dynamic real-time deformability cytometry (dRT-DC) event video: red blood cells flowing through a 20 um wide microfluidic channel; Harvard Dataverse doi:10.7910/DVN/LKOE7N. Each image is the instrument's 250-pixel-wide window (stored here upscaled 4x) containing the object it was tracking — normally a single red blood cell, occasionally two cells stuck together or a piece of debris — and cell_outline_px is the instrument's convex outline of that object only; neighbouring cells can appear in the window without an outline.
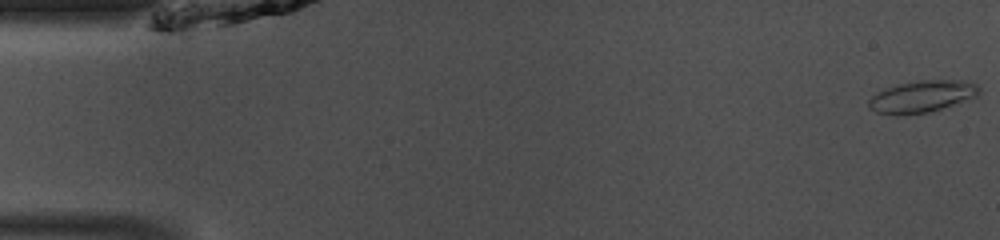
{"species": "common noctule bat (a hibernating species)", "species_latin": "Nyctalus noctula", "temperature_condition": "room temperature", "stored_images_in_passage": 48, "camera_frame_rate_fps": 3000, "um_per_image_px": 0.085, "animal": {"sex": "male", "body_mass_g": 13.0, "forearm_length_mm": 53.1}, "frame": {"image": 1, "passage_image": 1, "time_ms": 0.0, "image_size_px": [1000, 240], "cell_outline_px": [[980, 92], [976, 96], [928, 112], [876, 112], [868, 108], [868, 100], [872, 96], [888, 88], [900, 84], [920, 80], [968, 80], [976, 84], [980, 88]], "centroid_in_image_um": [78.43, 8.15], "position_along_channel_um": 6.6, "area_um2": 19.48}}
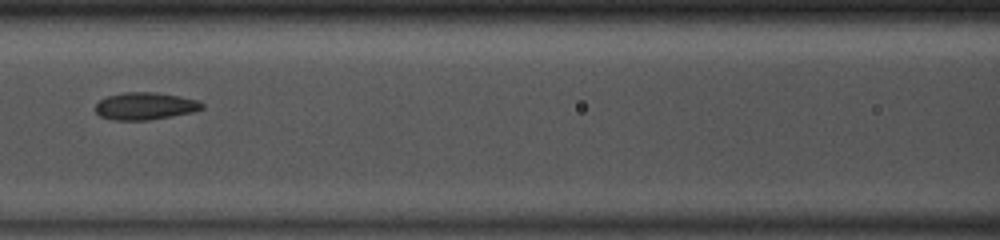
{"frame": {"image": 2, "passage_image": 21, "time_ms": 6.667, "image_size_px": [1000, 240], "cell_outline_px": [[204, 108], [192, 112], [172, 116], [148, 120], [112, 120], [100, 116], [96, 112], [96, 104], [100, 100], [108, 96], [124, 92], [156, 92], [180, 96], [196, 100], [204, 104]], "centroid_in_image_um": [12.34, 9.01], "position_along_channel_um": 154.3, "area_um2": 16.94}}
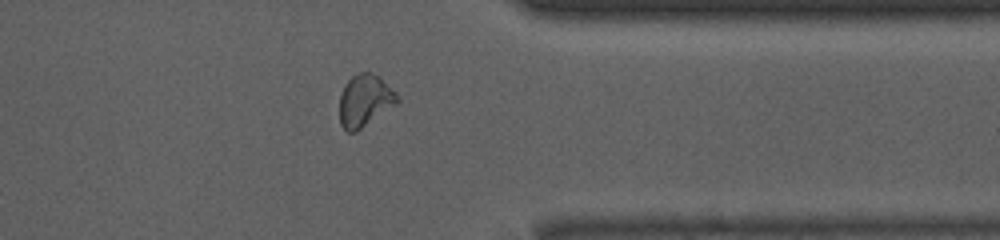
{"frame": {"image": 3, "passage_image": 38, "time_ms": 12.333, "image_size_px": [1000, 240], "cell_outline_px": [[400, 100], [396, 104], [356, 132], [348, 132], [340, 124], [340, 92], [344, 84], [352, 76], [360, 72], [372, 72], [380, 76], [400, 96]], "centroid_in_image_um": [31.02, 8.52], "position_along_channel_um": 380.4, "area_um2": 17.69}, "authors_computed_cell_mechanics": {"area_um2": 17.8602, "velocity_mm_per_s": 4.1281, "shape_relaxation_time_tau1_ms": 8.6183, "shape_relaxation_time_tau2_ms": 1.7874, "deformation_change_tau1": 0.1691, "deformation_change_tau2": 0.0798}}